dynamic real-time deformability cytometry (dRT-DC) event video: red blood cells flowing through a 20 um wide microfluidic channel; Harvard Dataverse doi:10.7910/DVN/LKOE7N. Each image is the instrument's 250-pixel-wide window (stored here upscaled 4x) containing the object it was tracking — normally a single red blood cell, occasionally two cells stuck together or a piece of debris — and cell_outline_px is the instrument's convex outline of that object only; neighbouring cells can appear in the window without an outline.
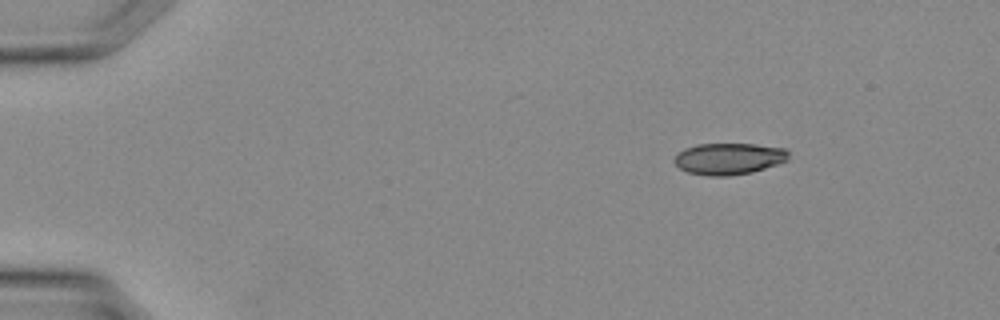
{"species": "Egyptian fruit bat (a non-hibernating species)", "species_latin": "Rousettus aegyptiacus", "temperature_condition": "warm", "stored_images_in_passage": 32, "camera_frame_rate_fps": 3000, "um_per_image_px": 0.085, "animal": {"sex": "female"}, "frame": {"image": 1, "passage_image": 1, "time_ms": 0.0, "image_size_px": [1000, 320], "cell_outline_px": [[788, 160], [752, 172], [728, 176], [708, 176], [688, 172], [680, 168], [672, 160], [676, 152], [684, 148], [696, 144], [756, 144], [784, 148], [788, 152]], "centroid_in_image_um": [61.9, 13.48], "position_along_channel_um": 23.1, "area_um2": 21.1}}
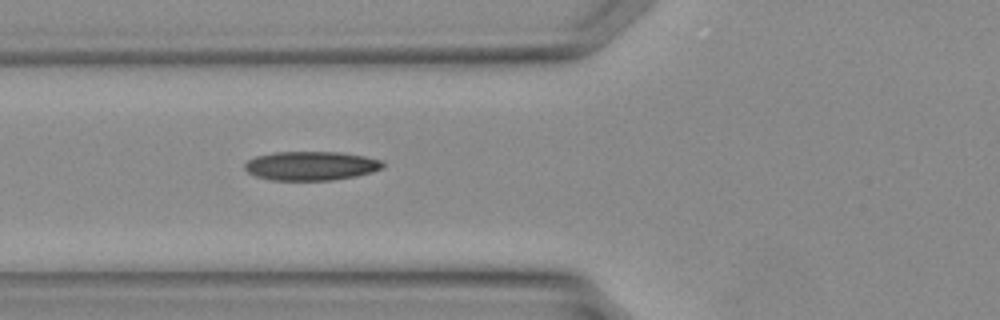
{"frame": {"image": 2, "passage_image": 10, "time_ms": 3.0, "image_size_px": [1000, 320], "cell_outline_px": [[384, 168], [372, 172], [356, 176], [332, 180], [268, 180], [256, 176], [248, 172], [244, 168], [244, 164], [248, 160], [256, 156], [276, 152], [340, 152], [364, 156], [380, 160], [384, 164]], "centroid_in_image_um": [26.43, 14.1], "position_along_channel_um": 99.4, "area_um2": 23.35}}
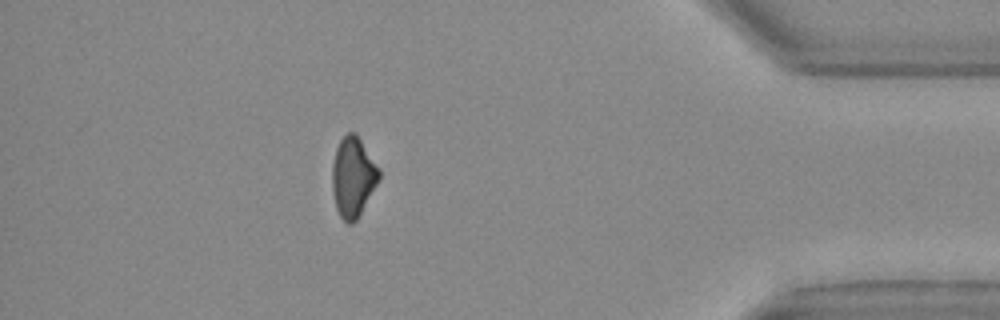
{"frame": {"image": 3, "passage_image": 28, "time_ms": 9.0, "image_size_px": [1000, 320], "cell_outline_px": [[380, 176], [376, 184], [356, 220], [352, 224], [348, 224], [340, 216], [336, 208], [332, 188], [332, 164], [336, 148], [340, 140], [348, 132], [356, 132], [380, 168]], "centroid_in_image_um": [30.0, 15.01], "position_along_channel_um": 405.2, "area_um2": 21.68}}